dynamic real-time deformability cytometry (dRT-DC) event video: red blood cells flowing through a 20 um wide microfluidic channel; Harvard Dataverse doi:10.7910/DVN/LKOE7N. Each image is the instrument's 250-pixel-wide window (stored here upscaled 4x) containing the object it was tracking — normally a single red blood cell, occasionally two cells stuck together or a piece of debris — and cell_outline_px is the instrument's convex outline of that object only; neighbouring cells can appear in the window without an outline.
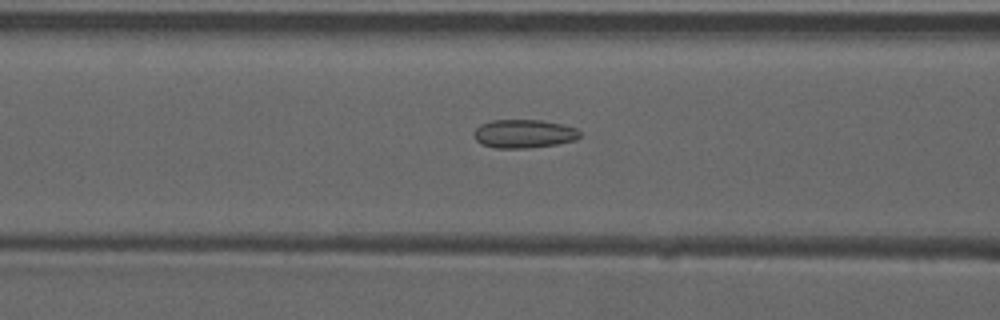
{"species": "common noctule bat (a hibernating species)", "species_latin": "Nyctalus noctula", "temperature_condition": "warm", "stored_images_in_passage": 53, "camera_frame_rate_fps": 3000, "um_per_image_px": 0.085, "animal": {"sex": "male", "forearm_length_mm": 52.5}, "frame": {"image": 1, "passage_image": 22, "time_ms": 7.0, "image_size_px": [1000, 320], "cell_outline_px": [[580, 136], [576, 140], [556, 144], [528, 148], [492, 148], [480, 144], [472, 136], [472, 132], [480, 124], [492, 120], [540, 120], [564, 124], [576, 128], [580, 132]], "centroid_in_image_um": [44.49, 11.37], "position_along_channel_um": 122.1, "area_um2": 17.86}}
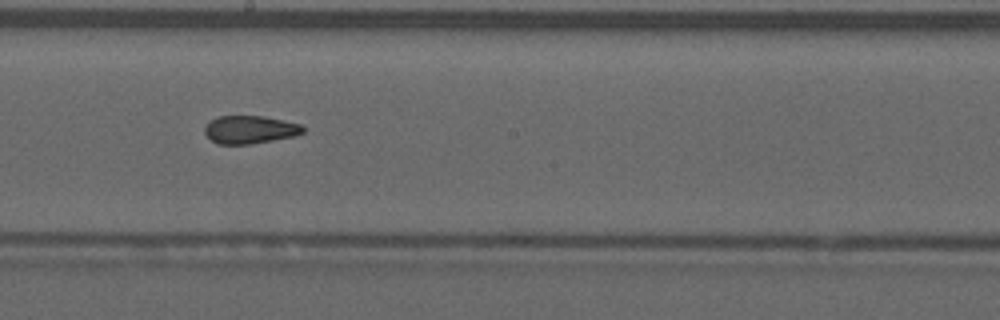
{"frame": {"image": 2, "passage_image": 30, "time_ms": 9.667, "image_size_px": [1000, 320], "cell_outline_px": [[304, 132], [296, 136], [248, 144], [216, 144], [204, 132], [204, 128], [212, 120], [220, 116], [264, 116], [300, 124], [304, 128]], "centroid_in_image_um": [21.26, 11.02], "position_along_channel_um": 226.9, "area_um2": 15.84}}
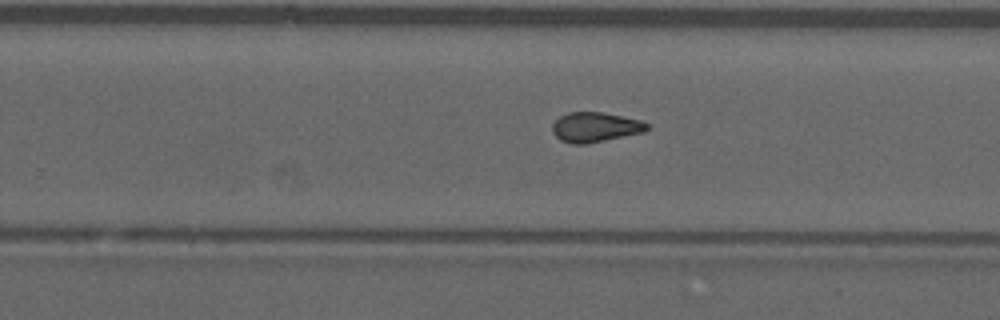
{"frame": {"image": 3, "passage_image": 34, "time_ms": 11.0, "image_size_px": [1000, 320], "cell_outline_px": [[648, 128], [644, 132], [584, 144], [572, 144], [560, 140], [552, 132], [552, 124], [560, 116], [568, 112], [604, 112], [640, 120], [648, 124]], "centroid_in_image_um": [50.56, 10.8], "position_along_channel_um": 279.2, "area_um2": 16.36}, "authors_computed_cell_mechanics": {"area_um2": 16.5886, "velocity_mm_per_s": 3.9347, "shape_relaxation_time_tau1_ms": null, "shape_relaxation_time_tau2_ms": 2.0154, "deformation_change_tau1": null, "deformation_change_tau2": 0.084}}